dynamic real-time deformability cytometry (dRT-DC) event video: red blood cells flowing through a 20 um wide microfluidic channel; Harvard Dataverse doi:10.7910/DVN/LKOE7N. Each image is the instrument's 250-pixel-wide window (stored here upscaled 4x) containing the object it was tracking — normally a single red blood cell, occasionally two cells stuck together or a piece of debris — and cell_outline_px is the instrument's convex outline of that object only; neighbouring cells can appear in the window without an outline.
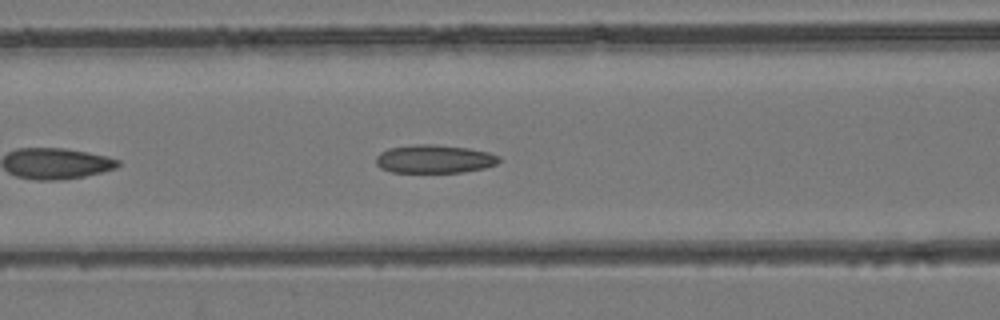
{"species": "common noctule bat (a hibernating species)", "species_latin": "Nyctalus noctula", "temperature_condition": "room temperature", "stored_images_in_passage": 34, "camera_frame_rate_fps": 3000, "um_per_image_px": 0.085, "animal": {"sex": "female", "body_mass_g": 24.6, "forearm_length_mm": 56.2}, "frame": {"image": 1, "passage_image": 7, "time_ms": 2.0, "image_size_px": [1000, 320], "cell_outline_px": [[500, 160], [496, 164], [484, 168], [460, 172], [392, 172], [380, 168], [376, 164], [376, 156], [380, 152], [388, 148], [416, 144], [436, 144], [468, 148], [488, 152], [500, 156]], "centroid_in_image_um": [36.9, 13.5], "position_along_channel_um": 129.7, "area_um2": 20.35}}
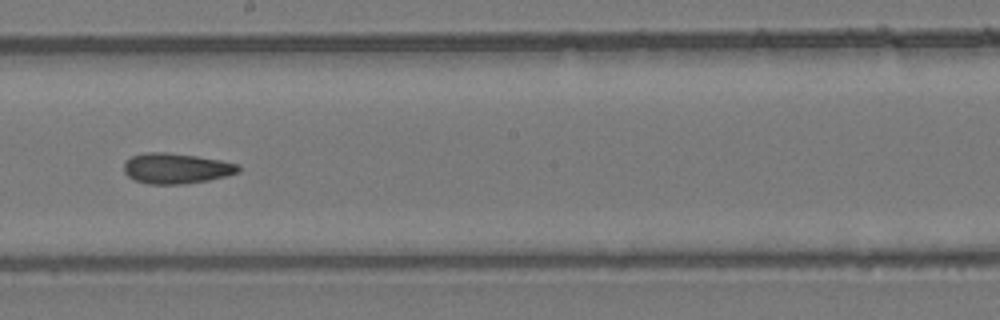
{"frame": {"image": 2, "passage_image": 14, "time_ms": 4.333, "image_size_px": [1000, 320], "cell_outline_px": [[240, 172], [208, 180], [184, 184], [148, 184], [136, 180], [128, 176], [124, 172], [124, 160], [132, 156], [148, 152], [164, 152], [196, 156], [220, 160], [240, 164]], "centroid_in_image_um": [14.97, 14.31], "position_along_channel_um": 233.2, "area_um2": 20.29}}
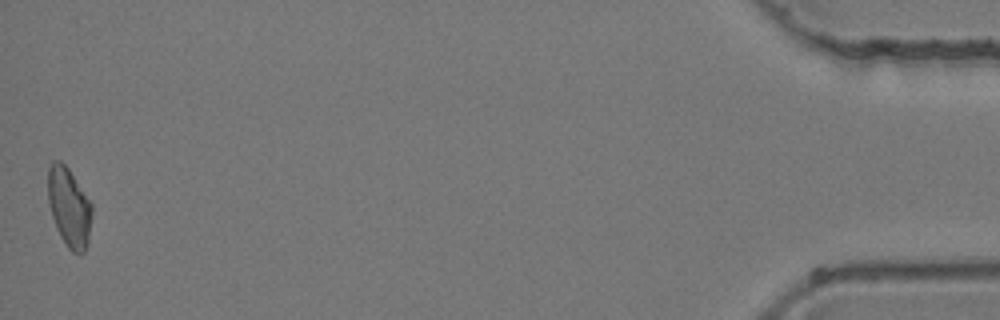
{"frame": {"image": 3, "passage_image": 34, "time_ms": 11.0, "image_size_px": [1000, 320], "cell_outline_px": [[92, 216], [88, 240], [84, 252], [80, 256], [72, 252], [68, 248], [60, 236], [56, 228], [52, 216], [48, 200], [48, 168], [52, 160], [60, 160], [68, 168], [92, 204]], "centroid_in_image_um": [5.87, 17.63], "position_along_channel_um": 429.3, "area_um2": 20.35}}